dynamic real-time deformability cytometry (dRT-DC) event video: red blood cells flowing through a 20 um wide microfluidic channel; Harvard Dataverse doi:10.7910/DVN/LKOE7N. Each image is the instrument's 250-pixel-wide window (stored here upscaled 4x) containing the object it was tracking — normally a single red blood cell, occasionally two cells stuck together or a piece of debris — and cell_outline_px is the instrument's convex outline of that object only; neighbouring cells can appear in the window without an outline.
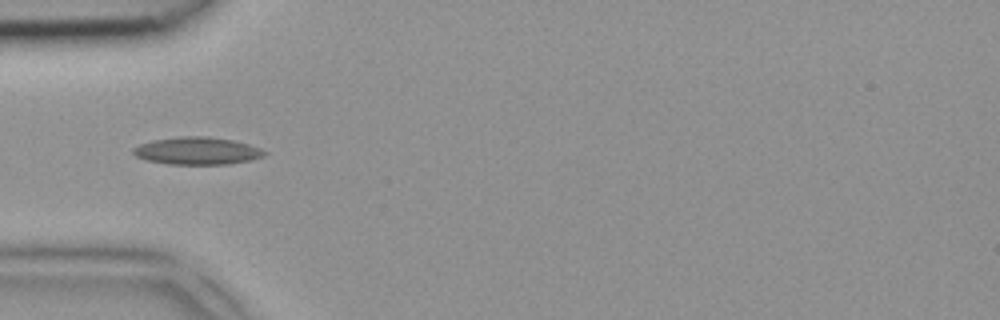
{"species": "common noctule bat (a hibernating species)", "species_latin": "Nyctalus noctula", "temperature_condition": "room temperature", "stored_images_in_passage": 3, "camera_frame_rate_fps": 3000, "um_per_image_px": 0.085, "animal": {"sex": "female", "body_mass_g": 18.4}, "frame": {"image": 1, "passage_image": 3, "time_ms": 0.667, "image_size_px": [1000, 320], "cell_outline_px": [[268, 152], [264, 156], [248, 160], [228, 164], [168, 164], [144, 160], [136, 156], [132, 152], [132, 148], [140, 144], [152, 140], [184, 136], [208, 136], [232, 140], [248, 144], [260, 148]], "centroid_in_image_um": [16.73, 12.82], "position_along_channel_um": 68.3, "area_um2": 20.98}}